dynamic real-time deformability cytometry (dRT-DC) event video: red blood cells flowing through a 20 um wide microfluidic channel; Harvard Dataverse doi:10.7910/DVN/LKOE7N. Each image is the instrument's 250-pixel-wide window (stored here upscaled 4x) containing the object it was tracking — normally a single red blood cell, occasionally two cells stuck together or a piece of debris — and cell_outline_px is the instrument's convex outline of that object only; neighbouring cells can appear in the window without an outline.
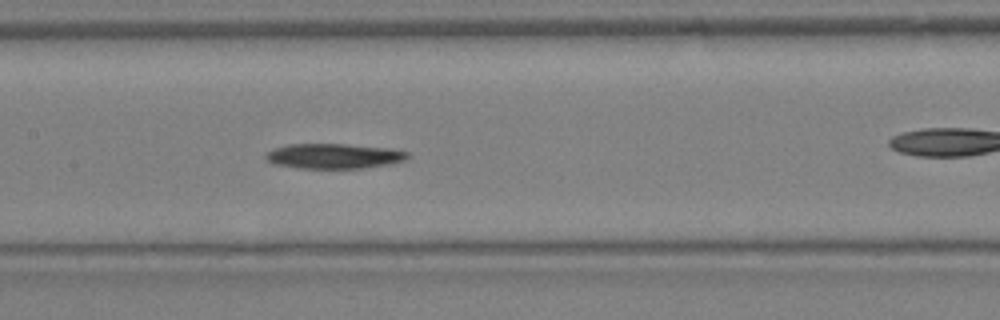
{"species": "Egyptian fruit bat (a non-hibernating species)", "species_latin": "Rousettus aegyptiacus", "temperature_condition": "warm", "stored_images_in_passage": 18, "camera_frame_rate_fps": 3000, "um_per_image_px": 0.085, "animal": {"sex": "female"}, "frame": {"image": 1, "passage_image": 11, "time_ms": 3.333, "image_size_px": [1000, 320], "cell_outline_px": [[412, 156], [408, 160], [392, 164], [360, 168], [300, 168], [276, 164], [268, 160], [264, 156], [268, 152], [276, 148], [288, 144], [344, 144], [388, 148], [408, 152]], "centroid_in_image_um": [28.47, 13.27], "position_along_channel_um": 178.9, "area_um2": 20.63}}
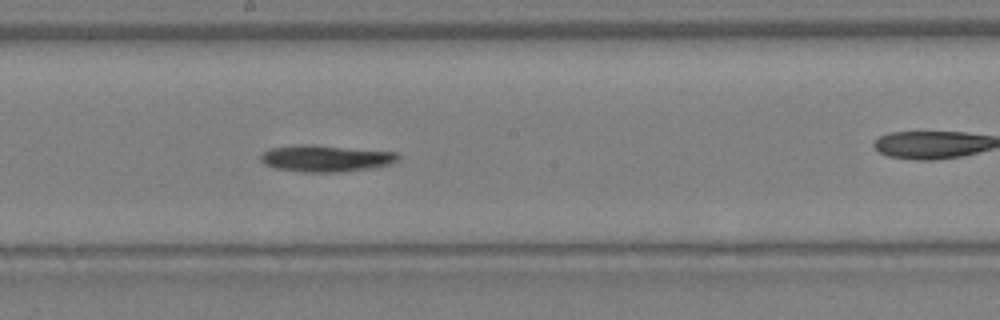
{"frame": {"image": 2, "passage_image": 13, "time_ms": 4.0, "image_size_px": [1000, 320], "cell_outline_px": [[400, 160], [392, 164], [376, 168], [340, 172], [304, 172], [276, 168], [264, 164], [260, 160], [260, 156], [264, 152], [272, 148], [300, 144], [312, 144], [396, 152], [400, 156]], "centroid_in_image_um": [27.75, 13.47], "position_along_channel_um": 220.4, "area_um2": 21.56}}